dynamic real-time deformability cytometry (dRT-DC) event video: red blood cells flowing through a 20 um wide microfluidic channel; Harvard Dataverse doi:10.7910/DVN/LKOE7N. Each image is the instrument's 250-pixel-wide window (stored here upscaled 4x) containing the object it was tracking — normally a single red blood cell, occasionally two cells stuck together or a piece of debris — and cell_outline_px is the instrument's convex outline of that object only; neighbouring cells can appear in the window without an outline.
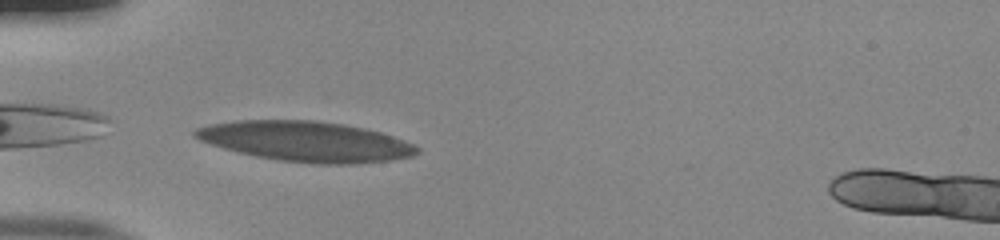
{"species": "human", "species_latin": "Homo sapiens", "temperature_condition": "room temperature", "stored_images_in_passage": 24, "camera_frame_rate_fps": 3000, "um_per_image_px": 0.085, "donor": {"sex": "male"}, "frame": {"image": 1, "passage_image": 1, "time_ms": 0.0, "image_size_px": [1000, 240], "cell_outline_px": [[420, 152], [412, 156], [392, 160], [352, 164], [312, 164], [276, 160], [256, 156], [224, 148], [200, 140], [192, 136], [192, 132], [196, 128], [212, 124], [236, 120], [316, 120], [344, 124], [380, 132], [392, 136], [412, 144], [420, 148]], "centroid_in_image_um": [26.0, 12.03], "position_along_channel_um": 59.0, "area_um2": 51.9}}
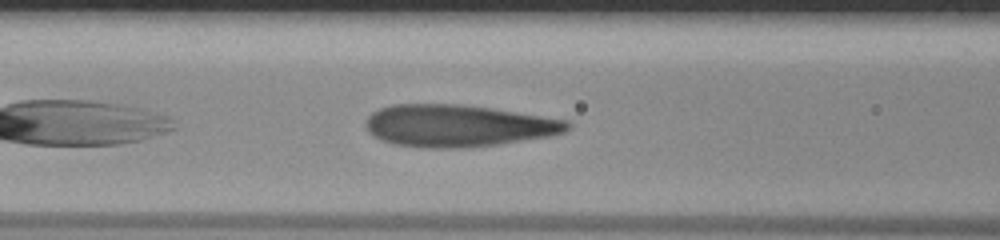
{"frame": {"image": 2, "passage_image": 7, "time_ms": 2.0, "image_size_px": [1000, 240], "cell_outline_px": [[572, 124], [564, 132], [552, 136], [496, 144], [460, 148], [428, 148], [392, 144], [372, 136], [368, 132], [364, 124], [368, 116], [372, 112], [380, 108], [392, 104], [460, 104], [492, 108], [568, 120]], "centroid_in_image_um": [38.9, 10.68], "position_along_channel_um": 127.7, "area_um2": 49.59}}
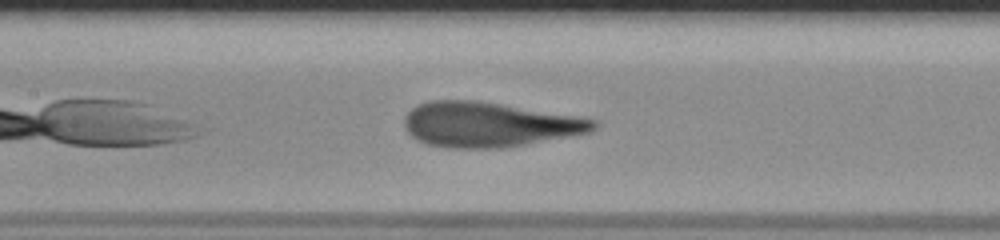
{"frame": {"image": 3, "passage_image": 10, "time_ms": 3.0, "image_size_px": [1000, 240], "cell_outline_px": [[600, 124], [592, 132], [508, 148], [448, 148], [428, 144], [416, 140], [408, 132], [404, 124], [404, 120], [408, 112], [412, 108], [420, 104], [432, 100], [472, 100], [500, 104], [580, 116], [596, 120]], "centroid_in_image_um": [41.61, 10.6], "position_along_channel_um": 165.8, "area_um2": 49.71}}